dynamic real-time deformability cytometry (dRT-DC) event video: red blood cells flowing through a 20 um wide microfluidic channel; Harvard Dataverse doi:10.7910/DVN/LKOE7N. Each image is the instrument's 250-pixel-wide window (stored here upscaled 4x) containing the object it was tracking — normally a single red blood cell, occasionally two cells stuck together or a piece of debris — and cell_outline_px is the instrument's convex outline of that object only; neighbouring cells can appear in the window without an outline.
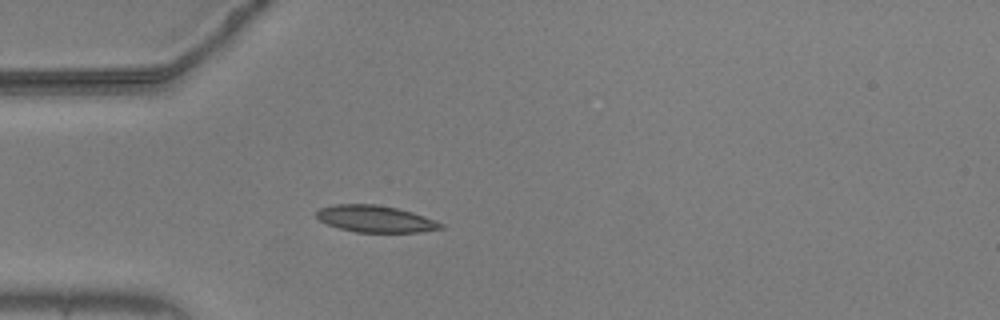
{"species": "common noctule bat (a hibernating species)", "species_latin": "Nyctalus noctula", "temperature_condition": "warm", "stored_images_in_passage": 40, "camera_frame_rate_fps": 3000, "um_per_image_px": 0.085, "animal": {"sex": "male", "body_mass_g": 20.5, "forearm_length_mm": 52.5}, "frame": {"image": 1, "passage_image": 1, "time_ms": 0.0, "image_size_px": [1000, 320], "cell_outline_px": [[444, 228], [420, 232], [356, 232], [340, 228], [328, 224], [320, 220], [316, 216], [316, 212], [320, 208], [332, 204], [376, 204], [396, 208], [412, 212], [444, 224]], "centroid_in_image_um": [31.89, 18.6], "position_along_channel_um": 53.1, "area_um2": 19.25}}
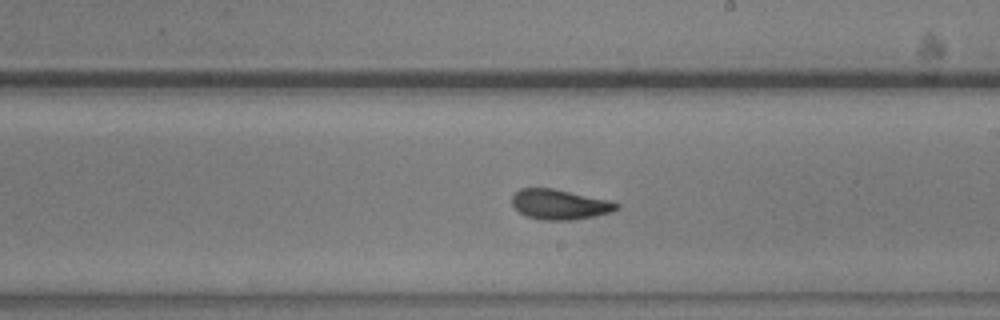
{"frame": {"image": 2, "passage_image": 17, "time_ms": 5.333, "image_size_px": [1000, 320], "cell_outline_px": [[620, 208], [612, 212], [596, 216], [576, 220], [540, 220], [528, 216], [520, 212], [512, 204], [512, 196], [520, 188], [552, 188], [608, 200], [620, 204]], "centroid_in_image_um": [47.6, 17.39], "position_along_channel_um": 241.4, "area_um2": 18.32}}
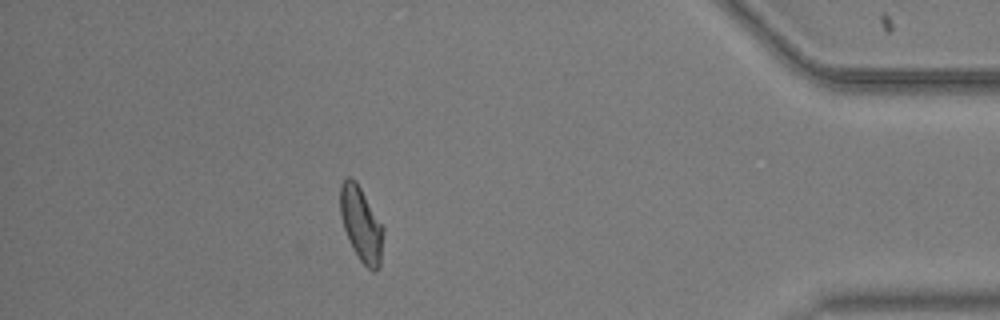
{"frame": {"image": 3, "passage_image": 34, "time_ms": 11.0, "image_size_px": [1000, 320], "cell_outline_px": [[384, 232], [380, 264], [376, 272], [372, 272], [360, 260], [352, 248], [344, 228], [340, 212], [340, 184], [344, 176], [352, 176], [356, 180], [384, 228]], "centroid_in_image_um": [30.69, 19.02], "position_along_channel_um": 404.5, "area_um2": 18.84}, "authors_computed_cell_mechanics": {"area_um2": 18.5538, "velocity_mm_per_s": 3.6663, "shape_relaxation_time_tau1_ms": 3.9093, "shape_relaxation_time_tau2_ms": 1.7121, "deformation_change_tau1": 0.1561, "deformation_change_tau2": 0.0773}}